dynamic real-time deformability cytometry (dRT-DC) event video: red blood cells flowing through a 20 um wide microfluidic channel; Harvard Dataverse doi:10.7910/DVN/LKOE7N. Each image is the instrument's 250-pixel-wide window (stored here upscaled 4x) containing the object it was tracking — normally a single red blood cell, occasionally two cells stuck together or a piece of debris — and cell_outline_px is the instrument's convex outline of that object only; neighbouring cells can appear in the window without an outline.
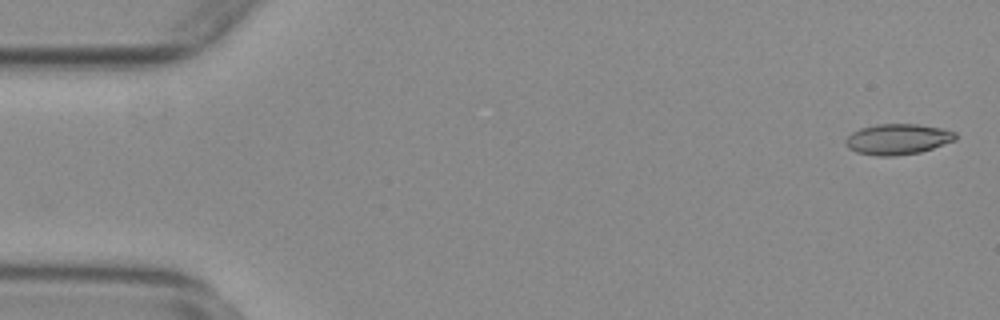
{"species": "common noctule bat (a hibernating species)", "species_latin": "Nyctalus noctula", "temperature_condition": "warm", "stored_images_in_passage": 50, "camera_frame_rate_fps": 3000, "um_per_image_px": 0.085, "animal": {"sex": "female", "body_mass_g": 29.2, "forearm_length_mm": 56.3}, "frame": {"image": 1, "passage_image": 2, "time_ms": 0.333, "image_size_px": [1000, 320], "cell_outline_px": [[956, 140], [920, 152], [892, 156], [880, 156], [856, 152], [848, 148], [844, 144], [844, 140], [852, 132], [860, 128], [876, 124], [916, 124], [940, 128], [956, 132]], "centroid_in_image_um": [76.27, 11.83], "position_along_channel_um": 8.7, "area_um2": 19.59}}
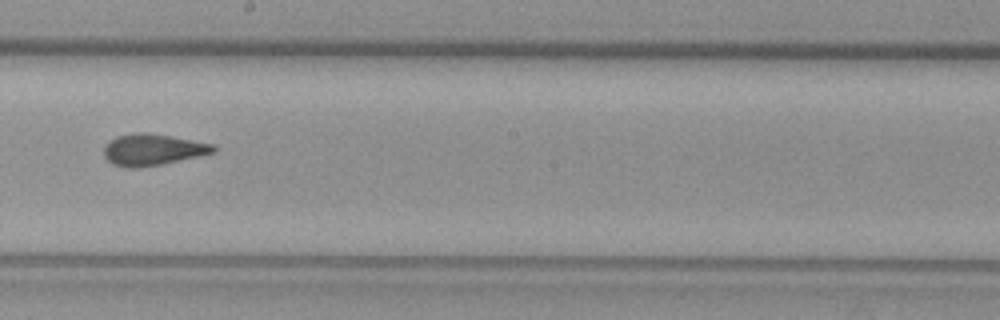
{"frame": {"image": 2, "passage_image": 31, "time_ms": 10.0, "image_size_px": [1000, 320], "cell_outline_px": [[216, 152], [200, 156], [140, 168], [124, 168], [112, 164], [104, 156], [104, 144], [108, 140], [116, 136], [136, 132], [148, 132], [172, 136], [216, 144]], "centroid_in_image_um": [12.97, 12.71], "position_along_channel_um": 235.2, "area_um2": 20.46}}
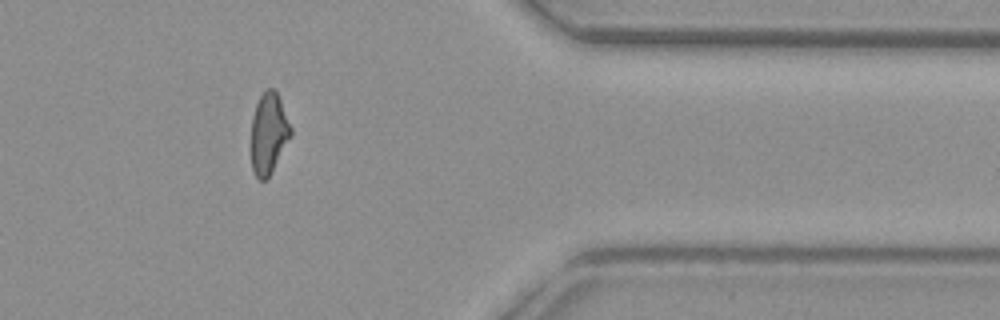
{"frame": {"image": 3, "passage_image": 45, "time_ms": 14.667, "image_size_px": [1000, 320], "cell_outline_px": [[292, 136], [268, 176], [264, 180], [260, 180], [256, 176], [252, 168], [252, 116], [256, 104], [260, 96], [268, 88], [276, 88], [292, 128]], "centroid_in_image_um": [22.86, 11.28], "position_along_channel_um": 388.5, "area_um2": 18.55}}